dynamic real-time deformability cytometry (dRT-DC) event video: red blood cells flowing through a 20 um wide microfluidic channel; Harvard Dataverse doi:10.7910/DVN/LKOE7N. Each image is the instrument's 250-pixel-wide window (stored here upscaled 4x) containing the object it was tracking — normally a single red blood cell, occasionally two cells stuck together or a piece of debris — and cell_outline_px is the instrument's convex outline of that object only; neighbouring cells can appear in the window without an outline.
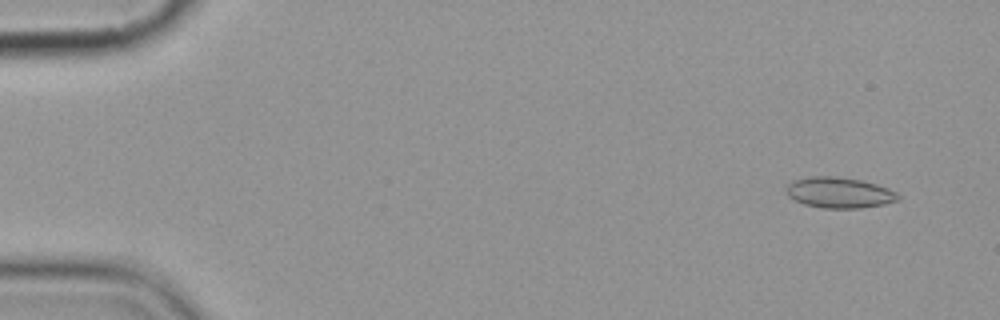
{"species": "common noctule bat (a hibernating species)", "species_latin": "Nyctalus noctula", "temperature_condition": "cold", "stored_images_in_passage": 5, "camera_frame_rate_fps": 3000, "um_per_image_px": 0.085, "animal": {"sex": "female", "body_mass_g": 19.9}, "frame": {"image": 1, "passage_image": 2, "time_ms": 1.0, "image_size_px": [1000, 320], "cell_outline_px": [[904, 196], [900, 200], [884, 204], [860, 208], [824, 208], [804, 204], [788, 196], [784, 192], [784, 188], [792, 180], [812, 176], [836, 176], [860, 180], [876, 184], [888, 188]], "centroid_in_image_um": [71.34, 16.37], "position_along_channel_um": 13.7, "area_um2": 20.29}}
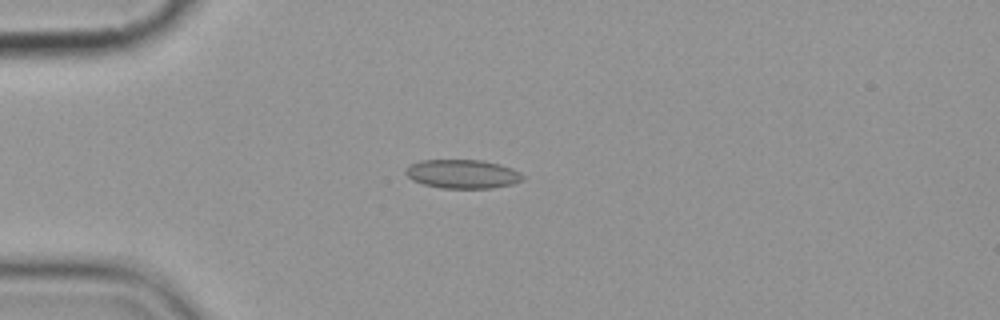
{"frame": {"image": 2, "passage_image": 5, "time_ms": 4.667, "image_size_px": [1000, 320], "cell_outline_px": [[524, 180], [512, 184], [492, 188], [440, 188], [424, 184], [412, 180], [404, 172], [412, 164], [420, 160], [480, 160], [500, 164], [512, 168], [520, 172], [524, 176]], "centroid_in_image_um": [39.35, 14.79], "position_along_channel_um": 45.7, "area_um2": 19.65}}